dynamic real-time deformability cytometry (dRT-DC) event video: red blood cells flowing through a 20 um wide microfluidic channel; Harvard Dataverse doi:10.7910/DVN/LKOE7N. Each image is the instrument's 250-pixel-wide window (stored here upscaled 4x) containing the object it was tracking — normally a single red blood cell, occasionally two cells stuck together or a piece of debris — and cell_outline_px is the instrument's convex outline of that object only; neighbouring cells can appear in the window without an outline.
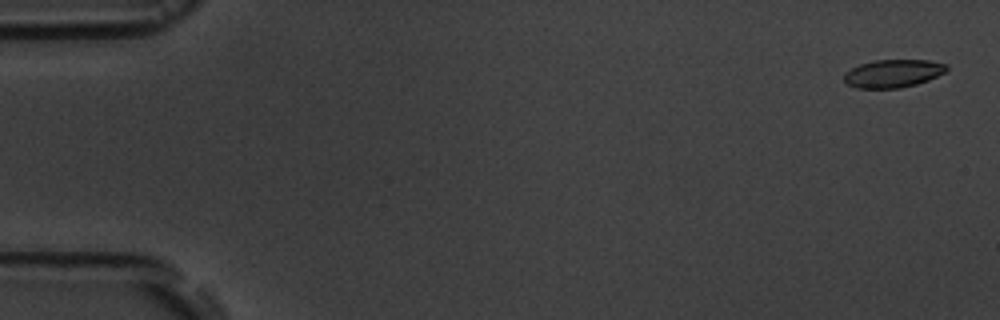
{"species": "common noctule bat (a hibernating species)", "species_latin": "Nyctalus noctula", "temperature_condition": "room temperature", "stored_images_in_passage": 4, "camera_frame_rate_fps": 3000, "um_per_image_px": 0.085, "animal": {"sex": "male", "body_mass_g": 19.5, "forearm_length_mm": 54.6}, "frame": {"image": 1, "passage_image": 1, "time_ms": 0.0, "image_size_px": [1000, 320], "cell_outline_px": [[948, 68], [944, 72], [928, 80], [916, 84], [900, 88], [856, 88], [848, 84], [844, 80], [844, 72], [860, 64], [872, 60], [928, 60], [948, 64]], "centroid_in_image_um": [75.9, 6.24], "position_along_channel_um": 9.1, "area_um2": 16.7}}
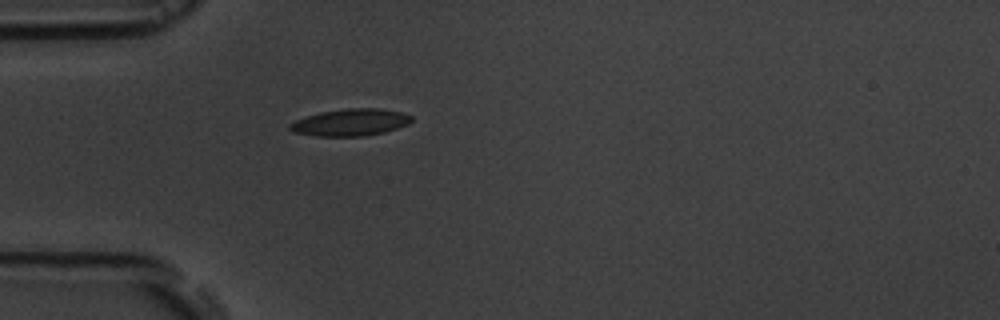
{"frame": {"image": 2, "passage_image": 4, "time_ms": 5.0, "image_size_px": [1000, 320], "cell_outline_px": [[412, 120], [408, 124], [384, 132], [364, 136], [316, 136], [292, 132], [288, 128], [288, 124], [296, 120], [320, 112], [348, 108], [380, 108], [400, 112], [412, 116]], "centroid_in_image_um": [29.77, 10.4], "position_along_channel_um": 55.2, "area_um2": 19.07}}